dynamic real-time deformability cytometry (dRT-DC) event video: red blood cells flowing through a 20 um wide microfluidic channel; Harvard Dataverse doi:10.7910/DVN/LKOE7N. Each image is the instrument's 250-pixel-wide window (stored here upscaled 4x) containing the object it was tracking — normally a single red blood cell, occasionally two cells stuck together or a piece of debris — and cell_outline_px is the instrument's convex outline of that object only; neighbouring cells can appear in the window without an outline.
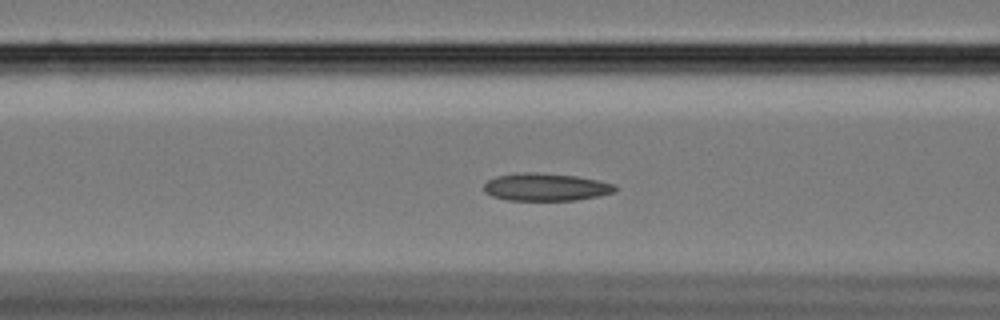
{"species": "Egyptian fruit bat (a non-hibernating species)", "species_latin": "Rousettus aegyptiacus", "temperature_condition": "cold", "stored_images_in_passage": 58, "camera_frame_rate_fps": 3000, "um_per_image_px": 0.085, "animal": {"sex": "female"}, "frame": {"image": 1, "passage_image": 23, "time_ms": 7.333, "image_size_px": [1000, 320], "cell_outline_px": [[620, 188], [612, 192], [600, 196], [576, 200], [508, 200], [492, 196], [484, 192], [484, 184], [488, 180], [496, 176], [520, 172], [536, 172], [576, 176], [616, 184]], "centroid_in_image_um": [46.4, 15.9], "position_along_channel_um": 120.2, "area_um2": 21.21}}
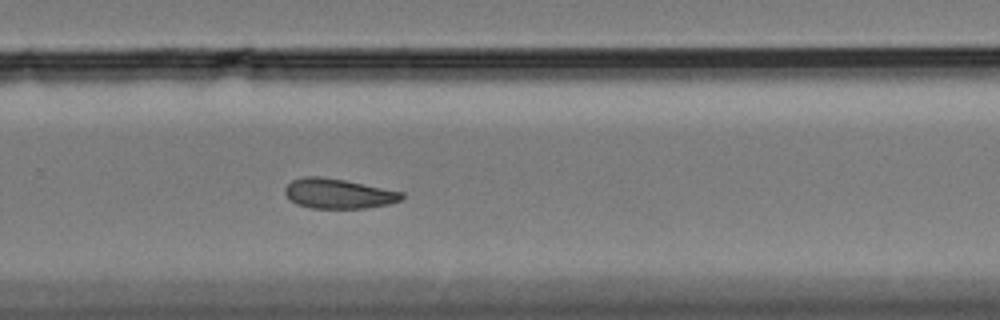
{"frame": {"image": 2, "passage_image": 39, "time_ms": 12.667, "image_size_px": [1000, 320], "cell_outline_px": [[404, 196], [400, 200], [388, 204], [364, 208], [312, 208], [296, 204], [284, 192], [284, 188], [292, 180], [304, 176], [320, 176], [344, 180], [404, 192]], "centroid_in_image_um": [28.75, 16.45], "position_along_channel_um": 301.1, "area_um2": 20.17}}
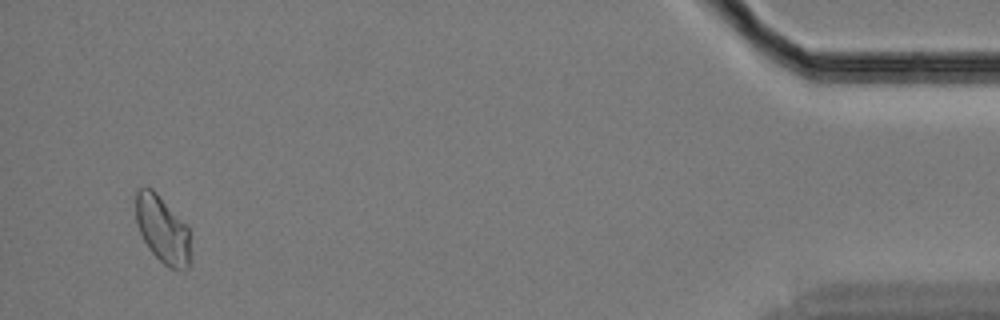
{"frame": {"image": 3, "passage_image": 56, "time_ms": 18.333, "image_size_px": [1000, 320], "cell_outline_px": [[192, 260], [188, 268], [180, 272], [168, 268], [148, 248], [140, 232], [136, 220], [136, 192], [140, 188], [152, 188], [188, 224]], "centroid_in_image_um": [13.88, 19.56], "position_along_channel_um": 421.3, "area_um2": 21.96}, "authors_computed_cell_mechanics": {"area_um2": 21.2704, "velocity_mm_per_s": 3.3925, "shape_relaxation_time_tau1_ms": null, "shape_relaxation_time_tau2_ms": 4.0694, "deformation_change_tau1": null, "deformation_change_tau2": 0.0866}}